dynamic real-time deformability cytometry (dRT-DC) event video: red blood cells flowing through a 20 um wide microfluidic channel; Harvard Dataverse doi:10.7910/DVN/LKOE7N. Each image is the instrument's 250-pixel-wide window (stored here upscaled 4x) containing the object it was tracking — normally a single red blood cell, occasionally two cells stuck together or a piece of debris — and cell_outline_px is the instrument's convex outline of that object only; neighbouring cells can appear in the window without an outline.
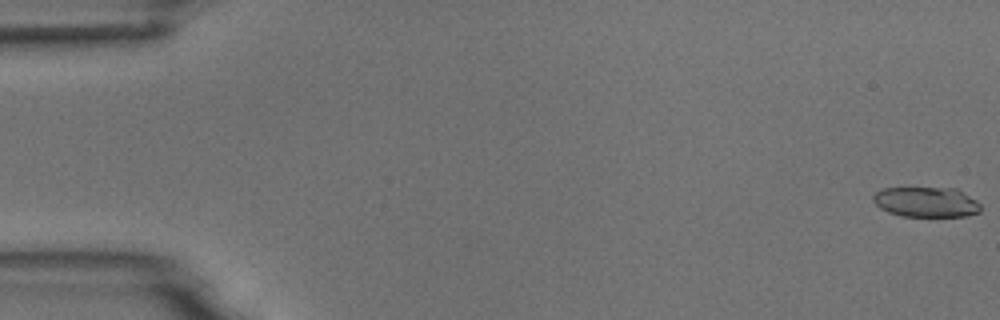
{"species": "common noctule bat (a hibernating species)", "species_latin": "Nyctalus noctula", "temperature_condition": "room temperature", "stored_images_in_passage": 3, "camera_frame_rate_fps": 3000, "um_per_image_px": 0.085, "animal": {"sex": "male", "body_mass_g": 18.8}, "frame": {"image": 1, "passage_image": 1, "time_ms": 0.0, "image_size_px": [1000, 320], "cell_outline_px": [[980, 212], [968, 216], [900, 216], [888, 212], [880, 208], [872, 200], [872, 196], [876, 192], [884, 188], [956, 188], [976, 200], [980, 204]], "centroid_in_image_um": [78.72, 17.18], "position_along_channel_um": 6.3, "area_um2": 18.9}}